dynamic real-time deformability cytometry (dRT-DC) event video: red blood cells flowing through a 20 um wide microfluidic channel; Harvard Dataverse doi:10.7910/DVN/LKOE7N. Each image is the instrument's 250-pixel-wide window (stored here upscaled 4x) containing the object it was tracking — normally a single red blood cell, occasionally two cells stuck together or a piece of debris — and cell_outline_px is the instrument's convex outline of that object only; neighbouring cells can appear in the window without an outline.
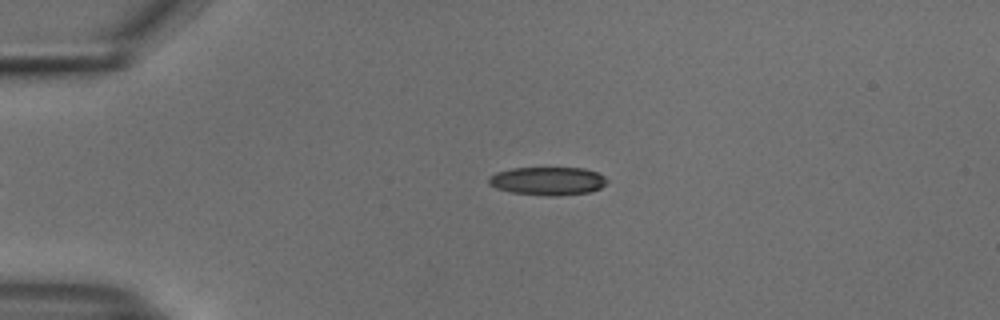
{"species": "common noctule bat (a hibernating species)", "species_latin": "Nyctalus noctula", "temperature_condition": "cold", "stored_images_in_passage": 37, "camera_frame_rate_fps": 3000, "um_per_image_px": 0.085, "animal": {"sex": "male", "body_mass_g": 18.8}, "frame": {"image": 1, "passage_image": 2, "time_ms": 0.333, "image_size_px": [1000, 320], "cell_outline_px": [[608, 180], [600, 188], [588, 192], [556, 196], [548, 196], [512, 192], [496, 188], [488, 184], [488, 176], [496, 172], [512, 168], [584, 168], [596, 172], [604, 176]], "centroid_in_image_um": [46.52, 15.38], "position_along_channel_um": 38.5, "area_um2": 19.42}}
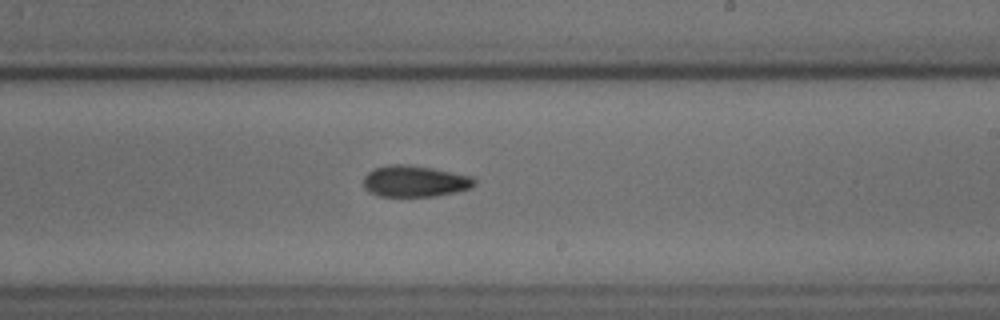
{"frame": {"image": 2, "passage_image": 22, "time_ms": 7.0, "image_size_px": [1000, 320], "cell_outline_px": [[476, 184], [472, 188], [456, 192], [436, 196], [380, 196], [368, 192], [364, 188], [364, 176], [372, 168], [388, 164], [408, 164], [432, 168], [472, 176], [476, 180]], "centroid_in_image_um": [35.25, 15.4], "position_along_channel_um": 253.7, "area_um2": 20.52}}
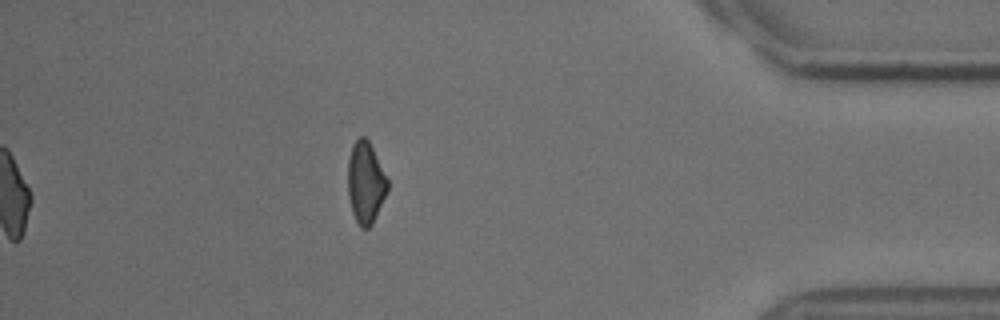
{"frame": {"image": 3, "passage_image": 37, "time_ms": 12.0, "image_size_px": [1000, 320], "cell_outline_px": [[388, 188], [372, 224], [368, 228], [360, 228], [352, 212], [348, 196], [348, 160], [352, 144], [360, 136], [364, 136], [368, 140], [388, 180]], "centroid_in_image_um": [31.05, 15.52], "position_along_channel_um": 404.1, "area_um2": 18.61}, "authors_computed_cell_mechanics": {"area_um2": 19.941, "velocity_mm_per_s": 3.7747, "shape_relaxation_time_tau1_ms": 4.4164, "shape_relaxation_time_tau2_ms": 5.9845, "deformation_change_tau1": 0.1427, "deformation_change_tau2": 0.1355}}